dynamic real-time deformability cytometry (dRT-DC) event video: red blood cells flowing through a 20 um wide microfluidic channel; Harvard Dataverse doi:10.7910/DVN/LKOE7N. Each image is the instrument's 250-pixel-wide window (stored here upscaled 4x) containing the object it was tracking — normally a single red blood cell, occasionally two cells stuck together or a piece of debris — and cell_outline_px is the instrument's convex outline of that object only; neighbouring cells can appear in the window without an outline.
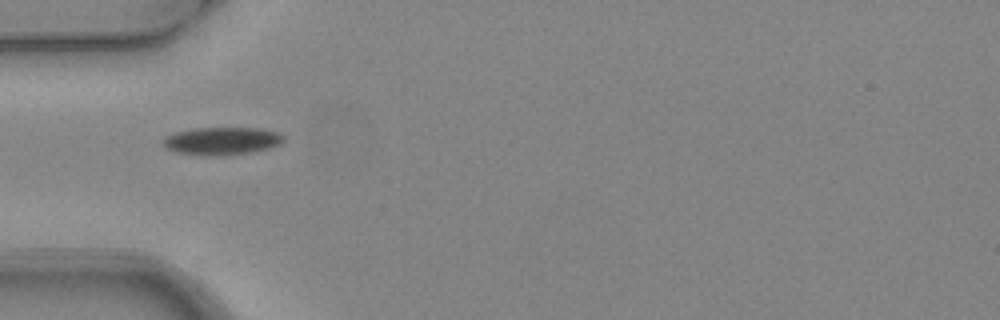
{"species": "common noctule bat (a hibernating species)", "species_latin": "Nyctalus noctula", "temperature_condition": "warm", "stored_images_in_passage": 6, "camera_frame_rate_fps": 3000, "um_per_image_px": 0.085, "animal": {"sex": "female", "body_mass_g": 24.6, "forearm_length_mm": 56.2}, "frame": {"image": 1, "passage_image": 1, "time_ms": 0.0, "image_size_px": [1000, 320], "cell_outline_px": [[284, 140], [280, 144], [268, 148], [248, 152], [212, 156], [176, 152], [164, 148], [160, 144], [160, 140], [164, 136], [176, 132], [192, 128], [260, 128], [280, 132], [284, 136]], "centroid_in_image_um": [18.79, 11.96], "position_along_channel_um": 66.2, "area_um2": 19.59}}
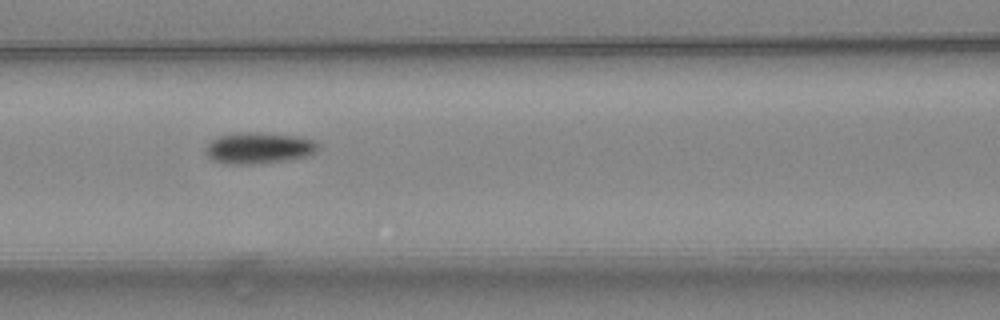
{"frame": {"image": 2, "passage_image": 3, "time_ms": 0.667, "image_size_px": [1000, 320], "cell_outline_px": [[320, 148], [316, 152], [308, 156], [284, 160], [256, 164], [228, 164], [212, 160], [208, 156], [208, 144], [212, 140], [220, 136], [248, 132], [256, 132], [296, 136], [312, 140]], "centroid_in_image_um": [22.03, 12.59], "position_along_channel_um": 144.6, "area_um2": 20.06}}
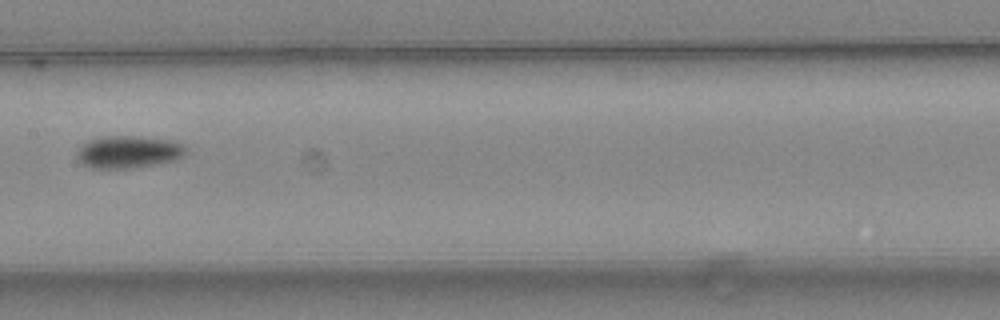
{"frame": {"image": 3, "passage_image": 4, "time_ms": 1.0, "image_size_px": [1000, 320], "cell_outline_px": [[188, 148], [184, 156], [176, 160], [136, 168], [88, 168], [80, 164], [76, 160], [76, 152], [84, 144], [92, 140], [108, 136], [132, 136], [172, 140], [184, 144]], "centroid_in_image_um": [10.94, 12.94], "position_along_channel_um": 196.5, "area_um2": 20.75}}